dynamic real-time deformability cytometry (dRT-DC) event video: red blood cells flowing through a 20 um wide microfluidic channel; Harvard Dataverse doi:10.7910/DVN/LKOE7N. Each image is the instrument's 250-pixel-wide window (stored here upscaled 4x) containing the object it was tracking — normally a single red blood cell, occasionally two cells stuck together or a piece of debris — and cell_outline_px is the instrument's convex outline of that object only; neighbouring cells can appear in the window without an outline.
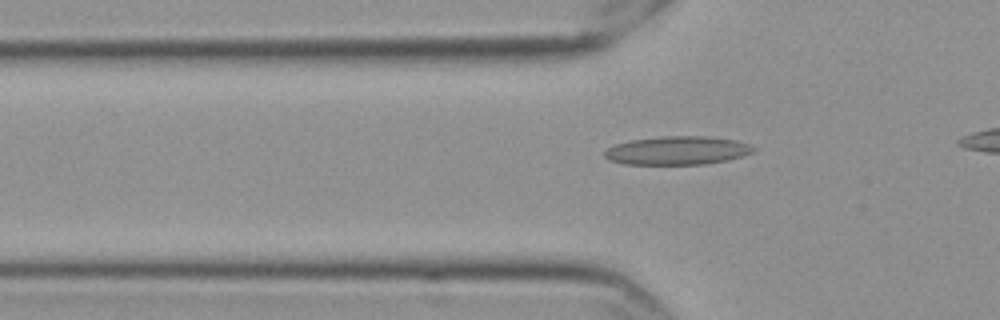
{"species": "Egyptian fruit bat (a non-hibernating species)", "species_latin": "Rousettus aegyptiacus", "temperature_condition": "cold", "stored_images_in_passage": 36, "camera_frame_rate_fps": 3000, "um_per_image_px": 0.085, "frame": {"image": 1, "passage_image": 8, "time_ms": 2.333, "image_size_px": [1000, 320], "cell_outline_px": [[756, 148], [752, 152], [744, 156], [728, 160], [704, 164], [624, 164], [608, 160], [604, 156], [604, 152], [608, 148], [616, 144], [632, 140], [660, 136], [708, 136], [736, 140], [752, 144]], "centroid_in_image_um": [57.61, 12.79], "position_along_channel_um": 68.2, "area_um2": 24.85}}
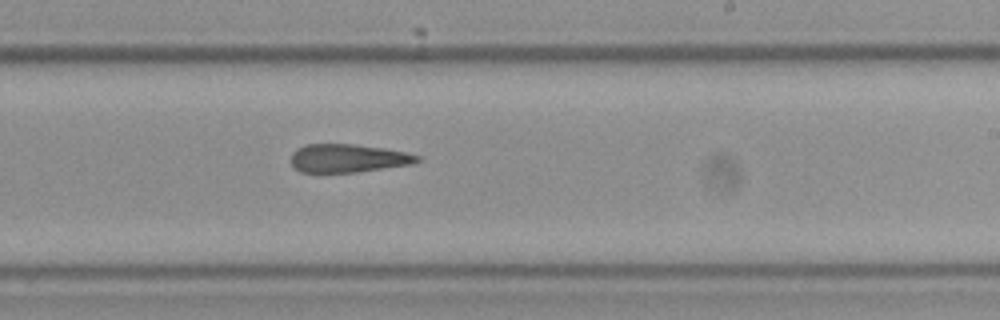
{"frame": {"image": 2, "passage_image": 24, "time_ms": 7.667, "image_size_px": [1000, 320], "cell_outline_px": [[420, 160], [412, 164], [356, 172], [300, 172], [292, 168], [292, 152], [296, 148], [304, 144], [352, 144], [384, 148], [404, 152], [420, 156]], "centroid_in_image_um": [29.53, 13.45], "position_along_channel_um": 259.5, "area_um2": 20.81}}
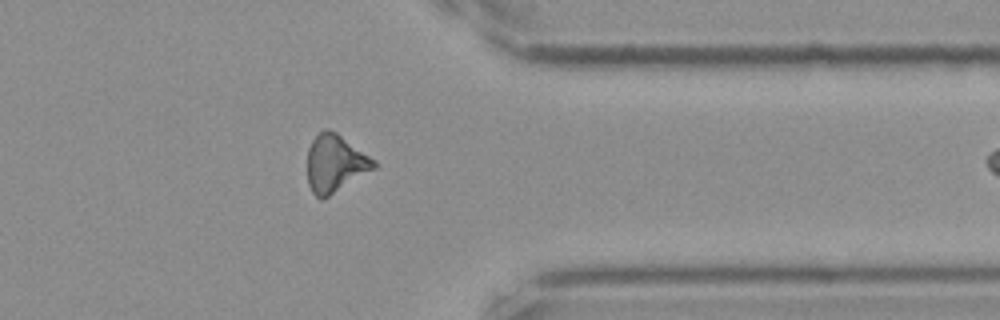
{"frame": {"image": 3, "passage_image": 35, "time_ms": 11.333, "image_size_px": [1000, 320], "cell_outline_px": [[376, 168], [328, 196], [320, 200], [312, 192], [308, 184], [308, 148], [312, 140], [324, 128], [328, 128], [336, 132], [376, 160]], "centroid_in_image_um": [28.49, 13.88], "position_along_channel_um": 382.9, "area_um2": 22.14}}